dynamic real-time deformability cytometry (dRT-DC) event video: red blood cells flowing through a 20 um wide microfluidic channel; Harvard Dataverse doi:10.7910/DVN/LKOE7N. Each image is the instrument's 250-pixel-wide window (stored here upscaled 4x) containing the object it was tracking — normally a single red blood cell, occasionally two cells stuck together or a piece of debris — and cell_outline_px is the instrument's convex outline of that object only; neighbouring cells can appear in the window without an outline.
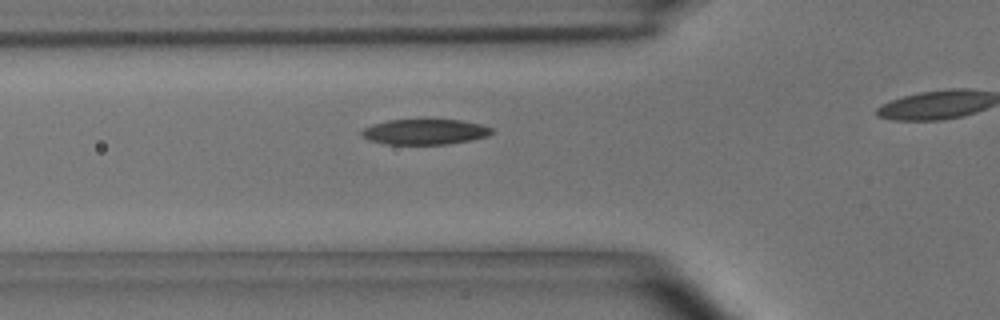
{"species": "common noctule bat (a hibernating species)", "species_latin": "Nyctalus noctula", "temperature_condition": "room temperature", "stored_images_in_passage": 36, "camera_frame_rate_fps": 3000, "um_per_image_px": 0.085, "animal": {"sex": "male", "body_mass_g": 15.6}, "frame": {"image": 1, "passage_image": 11, "time_ms": 3.333, "image_size_px": [1000, 320], "cell_outline_px": [[496, 132], [488, 136], [472, 140], [448, 144], [384, 144], [368, 140], [360, 132], [364, 128], [372, 124], [388, 120], [460, 120], [480, 124], [492, 128]], "centroid_in_image_um": [36.14, 11.21], "position_along_channel_um": 89.7, "area_um2": 19.31}}